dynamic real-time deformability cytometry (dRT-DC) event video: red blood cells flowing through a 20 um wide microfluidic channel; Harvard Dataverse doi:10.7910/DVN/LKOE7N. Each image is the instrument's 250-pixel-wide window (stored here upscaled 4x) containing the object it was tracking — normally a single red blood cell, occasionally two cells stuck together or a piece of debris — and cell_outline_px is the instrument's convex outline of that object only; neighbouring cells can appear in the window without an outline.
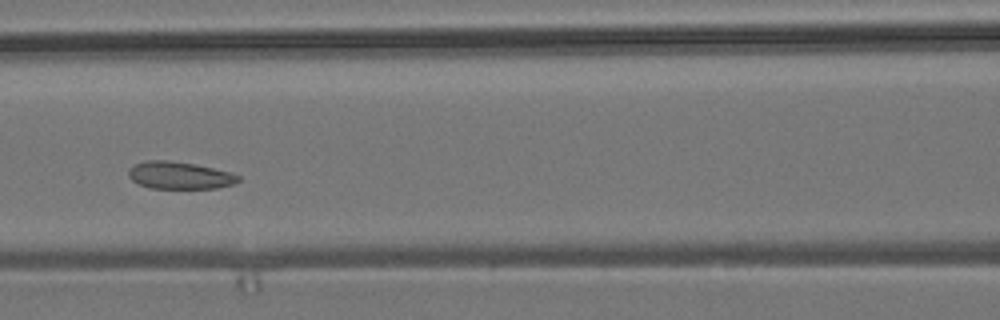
{"species": "common noctule bat (a hibernating species)", "species_latin": "Nyctalus noctula", "temperature_condition": "room temperature", "stored_images_in_passage": 6, "camera_frame_rate_fps": 3000, "um_per_image_px": 0.085, "animal": {"sex": "male", "body_mass_g": 19.2, "forearm_length_mm": 51.8}, "frame": {"image": 1, "passage_image": 4, "time_ms": 1.0, "image_size_px": [1000, 320], "cell_outline_px": [[240, 180], [232, 184], [216, 188], [148, 188], [132, 180], [128, 176], [128, 168], [136, 164], [148, 160], [168, 160], [192, 164], [232, 172], [240, 176]], "centroid_in_image_um": [15.25, 14.91], "position_along_channel_um": 151.4, "area_um2": 17.34}}
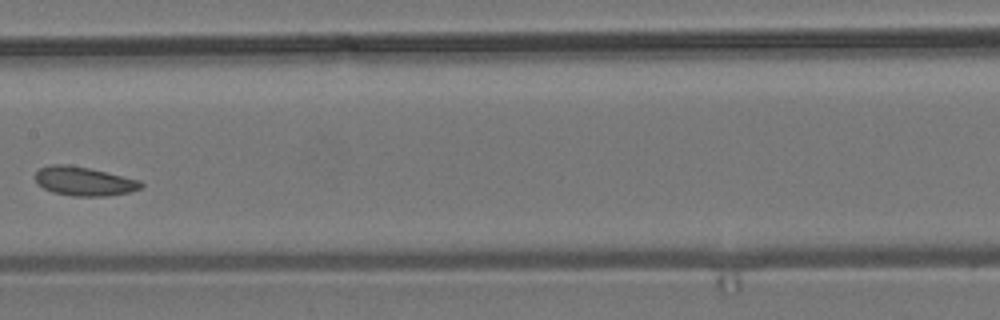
{"frame": {"image": 2, "passage_image": 5, "time_ms": 1.333, "image_size_px": [1000, 320], "cell_outline_px": [[144, 184], [140, 188], [132, 192], [104, 196], [72, 196], [52, 192], [44, 188], [36, 180], [36, 172], [40, 168], [52, 164], [68, 164], [88, 168], [140, 180]], "centroid_in_image_um": [7.16, 15.41], "position_along_channel_um": 200.2, "area_um2": 17.69}}
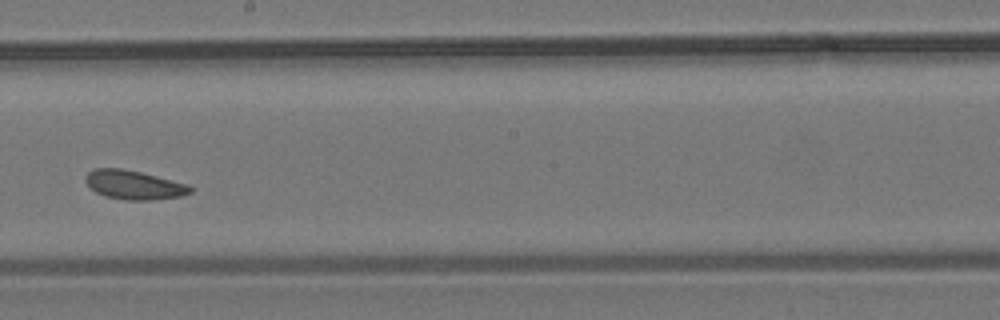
{"frame": {"image": 3, "passage_image": 6, "time_ms": 1.667, "image_size_px": [1000, 320], "cell_outline_px": [[192, 192], [180, 196], [156, 200], [124, 200], [104, 196], [96, 192], [84, 180], [84, 176], [88, 172], [96, 168], [120, 168], [140, 172], [188, 184], [192, 188]], "centroid_in_image_um": [11.37, 15.72], "position_along_channel_um": 236.8, "area_um2": 17.69}}